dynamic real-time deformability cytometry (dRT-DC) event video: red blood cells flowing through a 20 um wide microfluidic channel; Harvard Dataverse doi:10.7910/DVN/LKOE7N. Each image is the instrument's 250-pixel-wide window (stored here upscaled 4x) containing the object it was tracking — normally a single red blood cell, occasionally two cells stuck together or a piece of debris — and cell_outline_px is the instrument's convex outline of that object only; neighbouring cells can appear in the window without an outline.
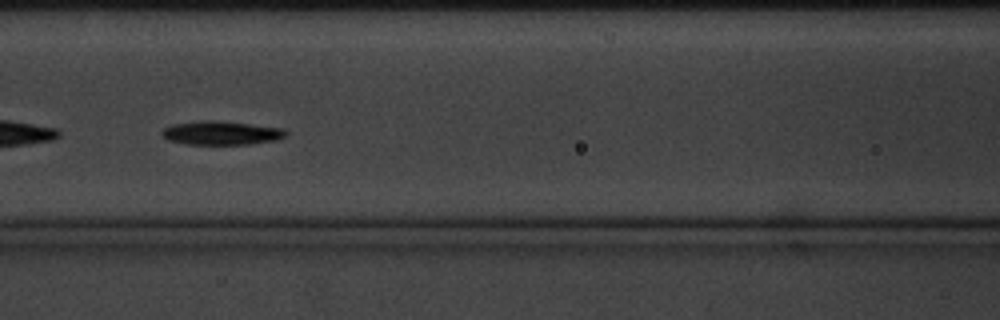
{"species": "common noctule bat (a hibernating species)", "species_latin": "Nyctalus noctula", "temperature_condition": "cold", "stored_images_in_passage": 60, "camera_frame_rate_fps": 3000, "um_per_image_px": 0.085, "animal": {"sex": "male", "body_mass_g": 20.1, "forearm_length_mm": 53.5}, "frame": {"image": 1, "passage_image": 25, "time_ms": 8.0, "image_size_px": [1000, 320], "cell_outline_px": [[288, 132], [284, 136], [276, 140], [248, 144], [188, 144], [168, 140], [160, 136], [160, 132], [164, 128], [172, 124], [204, 120], [208, 120], [248, 124], [284, 128]], "centroid_in_image_um": [18.76, 11.3], "position_along_channel_um": 147.8, "area_um2": 16.99}}
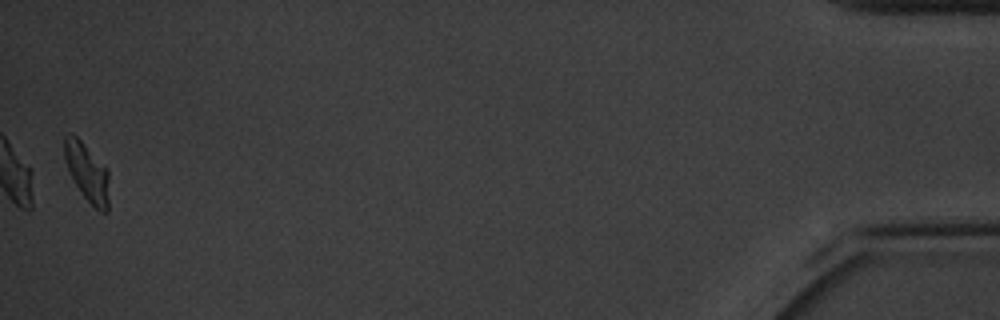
{"frame": {"image": 2, "passage_image": 59, "time_ms": 19.333, "image_size_px": [1000, 320], "cell_outline_px": [[108, 212], [100, 212], [80, 192], [68, 172], [64, 160], [64, 136], [68, 132], [72, 132], [108, 168]], "centroid_in_image_um": [7.38, 14.62], "position_along_channel_um": 427.8, "area_um2": 15.32}}